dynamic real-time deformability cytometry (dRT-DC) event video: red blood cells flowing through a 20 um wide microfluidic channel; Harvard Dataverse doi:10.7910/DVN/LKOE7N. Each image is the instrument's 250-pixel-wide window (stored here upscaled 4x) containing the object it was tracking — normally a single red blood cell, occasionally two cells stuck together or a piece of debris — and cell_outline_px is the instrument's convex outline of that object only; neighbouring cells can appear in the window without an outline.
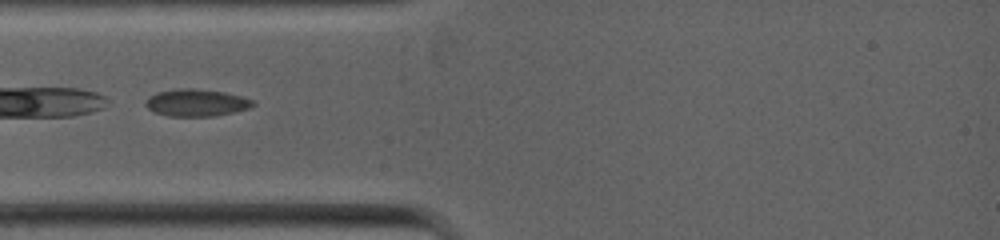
{"species": "common noctule bat (a hibernating species)", "species_latin": "Nyctalus noctula", "temperature_condition": "warm", "stored_images_in_passage": 38, "camera_frame_rate_fps": 5000, "um_per_image_px": 0.085, "animal": {"sex": "female", "body_mass_g": 19.0, "forearm_length_mm": 53.3}, "frame": {"image": 1, "passage_image": 2, "time_ms": 0.2, "image_size_px": [1000, 240], "cell_outline_px": [[256, 104], [248, 108], [216, 116], [168, 116], [152, 112], [144, 104], [144, 100], [148, 96], [156, 92], [180, 88], [192, 88], [224, 92], [240, 96], [252, 100]], "centroid_in_image_um": [16.62, 8.73], "position_along_channel_um": 68.4, "area_um2": 17.05}}
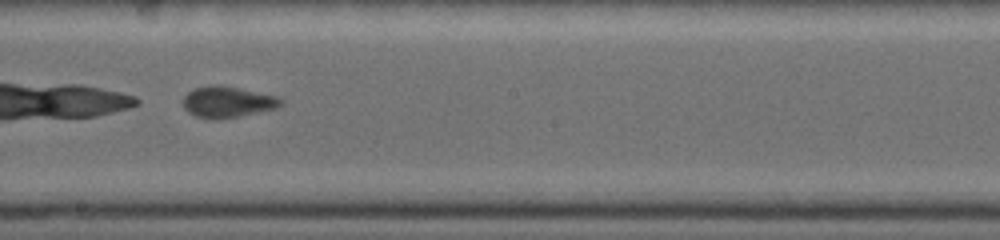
{"frame": {"image": 2, "passage_image": 18, "time_ms": 3.4, "image_size_px": [1000, 240], "cell_outline_px": [[284, 100], [276, 108], [240, 116], [216, 120], [196, 116], [188, 112], [184, 108], [184, 96], [188, 92], [196, 88], [212, 84], [236, 88], [276, 96]], "centroid_in_image_um": [19.31, 8.68], "position_along_channel_um": 228.9, "area_um2": 17.4}}
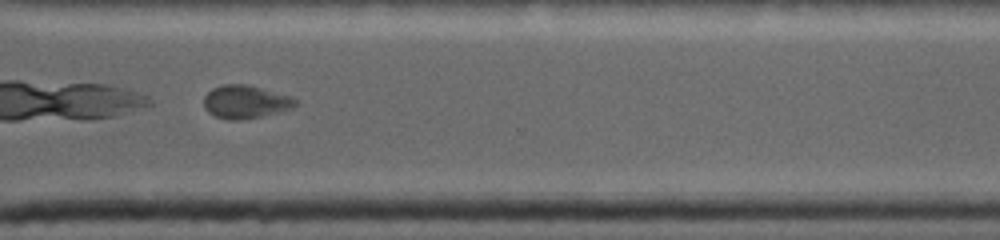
{"frame": {"image": 3, "passage_image": 30, "time_ms": 5.8, "image_size_px": [1000, 240], "cell_outline_px": [[300, 104], [292, 108], [260, 116], [240, 120], [228, 120], [216, 116], [208, 112], [204, 108], [204, 96], [212, 88], [224, 84], [248, 84], [292, 96], [300, 100]], "centroid_in_image_um": [20.9, 8.64], "position_along_channel_um": 349.7, "area_um2": 17.86}}